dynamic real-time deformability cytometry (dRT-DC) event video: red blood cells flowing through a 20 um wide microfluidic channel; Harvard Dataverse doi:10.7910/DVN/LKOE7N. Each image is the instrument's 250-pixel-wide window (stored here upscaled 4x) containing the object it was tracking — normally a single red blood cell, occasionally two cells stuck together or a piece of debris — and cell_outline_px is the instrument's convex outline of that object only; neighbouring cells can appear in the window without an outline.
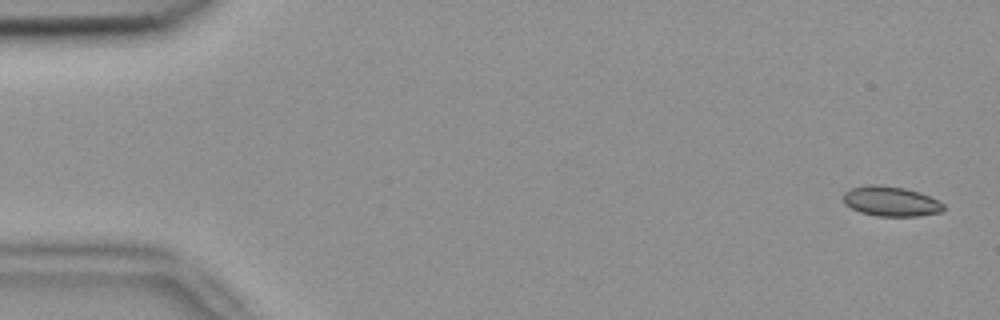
{"species": "common noctule bat (a hibernating species)", "species_latin": "Nyctalus noctula", "temperature_condition": "room temperature", "stored_images_in_passage": 53, "camera_frame_rate_fps": 3000, "um_per_image_px": 0.085, "animal": {"sex": "female", "body_mass_g": 18.4}, "frame": {"image": 1, "passage_image": 2, "time_ms": 0.333, "image_size_px": [1000, 320], "cell_outline_px": [[944, 208], [940, 212], [916, 216], [876, 216], [860, 212], [852, 208], [844, 200], [844, 192], [852, 188], [868, 184], [880, 184], [904, 188], [920, 192], [944, 204]], "centroid_in_image_um": [75.72, 17.1], "position_along_channel_um": 9.3, "area_um2": 17.28}}
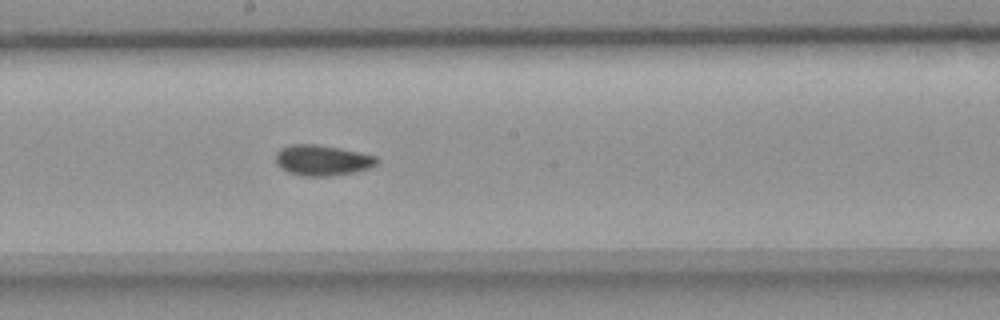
{"frame": {"image": 2, "passage_image": 29, "time_ms": 9.333, "image_size_px": [1000, 320], "cell_outline_px": [[380, 164], [368, 168], [352, 172], [328, 176], [304, 176], [288, 172], [276, 164], [276, 152], [280, 148], [292, 144], [316, 144], [340, 148], [376, 156], [380, 160]], "centroid_in_image_um": [27.4, 13.61], "position_along_channel_um": 220.8, "area_um2": 18.03}}
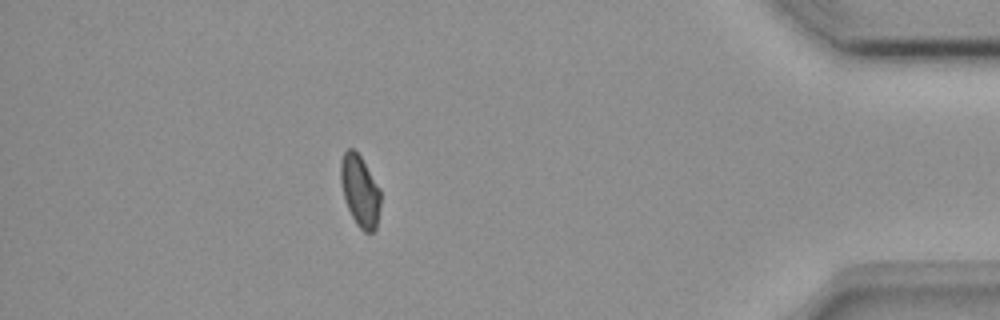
{"frame": {"image": 3, "passage_image": 47, "time_ms": 15.333, "image_size_px": [1000, 320], "cell_outline_px": [[380, 208], [376, 228], [372, 232], [364, 232], [356, 224], [348, 208], [344, 196], [340, 180], [340, 160], [344, 152], [348, 148], [352, 148], [360, 156], [380, 188]], "centroid_in_image_um": [30.59, 16.22], "position_along_channel_um": 404.6, "area_um2": 16.53}, "authors_computed_cell_mechanics": {"area_um2": 17.2822, "velocity_mm_per_s": 3.8455, "shape_relaxation_time_tau1_ms": null, "shape_relaxation_time_tau2_ms": 2.7089, "deformation_change_tau1": null, "deformation_change_tau2": 0.0571}}